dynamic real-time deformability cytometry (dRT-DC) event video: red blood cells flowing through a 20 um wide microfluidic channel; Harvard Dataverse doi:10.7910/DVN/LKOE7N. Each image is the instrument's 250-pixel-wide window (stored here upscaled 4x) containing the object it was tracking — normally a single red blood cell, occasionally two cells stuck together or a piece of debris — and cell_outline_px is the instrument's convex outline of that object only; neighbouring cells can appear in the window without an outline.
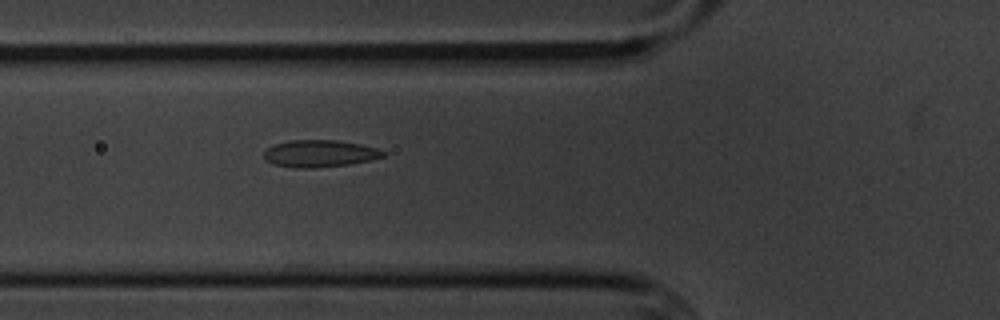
{"species": "common noctule bat (a hibernating species)", "species_latin": "Nyctalus noctula", "temperature_condition": "cold", "stored_images_in_passage": 2, "camera_frame_rate_fps": 3000, "um_per_image_px": 0.085, "animal": {"sex": "male", "body_mass_g": 20.1, "forearm_length_mm": 53.5}, "frame": {"image": 1, "passage_image": 2, "time_ms": 1.0, "image_size_px": [1000, 320], "cell_outline_px": [[388, 152], [384, 156], [368, 160], [348, 164], [312, 168], [296, 168], [272, 164], [264, 160], [264, 152], [272, 144], [288, 140], [340, 140], [360, 144], [376, 148]], "centroid_in_image_um": [27.13, 13.04], "position_along_channel_um": 98.7, "area_um2": 18.9}}